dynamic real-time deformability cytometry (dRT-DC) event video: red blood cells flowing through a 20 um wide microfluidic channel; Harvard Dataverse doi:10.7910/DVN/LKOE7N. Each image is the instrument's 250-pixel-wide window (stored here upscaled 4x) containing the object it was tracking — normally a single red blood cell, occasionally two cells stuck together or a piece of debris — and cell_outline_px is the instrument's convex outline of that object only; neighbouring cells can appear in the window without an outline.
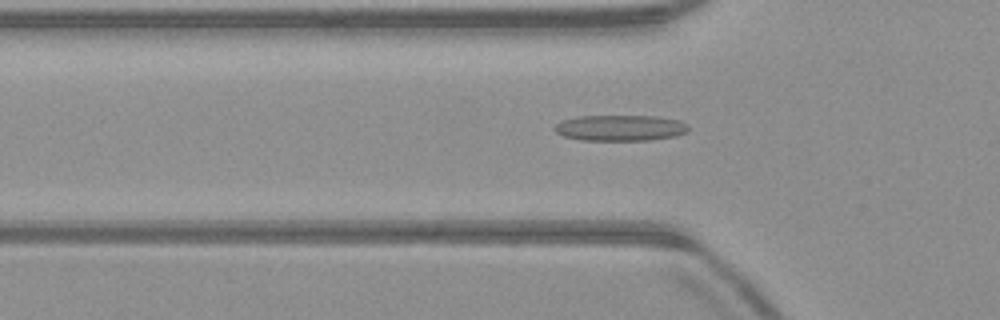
{"species": "common noctule bat (a hibernating species)", "species_latin": "Nyctalus noctula", "temperature_condition": "warm", "stored_images_in_passage": 29, "camera_frame_rate_fps": 3000, "um_per_image_px": 0.085, "animal": {"sex": "male", "body_mass_g": 23.1, "forearm_length_mm": 52.7}, "frame": {"image": 1, "passage_image": 4, "time_ms": 1.0, "image_size_px": [1000, 320], "cell_outline_px": [[688, 132], [676, 136], [648, 140], [580, 140], [564, 136], [556, 132], [552, 128], [560, 120], [576, 116], [660, 116], [680, 120], [688, 124]], "centroid_in_image_um": [52.72, 10.86], "position_along_channel_um": 73.1, "area_um2": 20.46}}
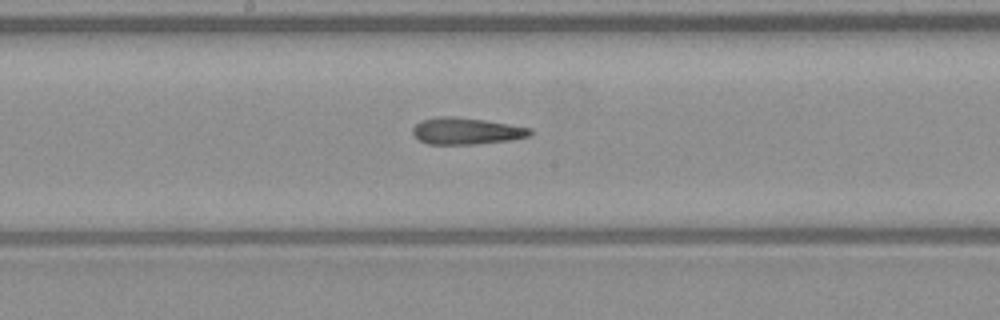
{"frame": {"image": 2, "passage_image": 14, "time_ms": 4.333, "image_size_px": [1000, 320], "cell_outline_px": [[532, 132], [528, 136], [508, 140], [472, 144], [428, 144], [420, 140], [412, 132], [412, 128], [420, 120], [440, 116], [452, 116], [484, 120], [532, 128]], "centroid_in_image_um": [39.6, 11.13], "position_along_channel_um": 208.6, "area_um2": 18.03}}
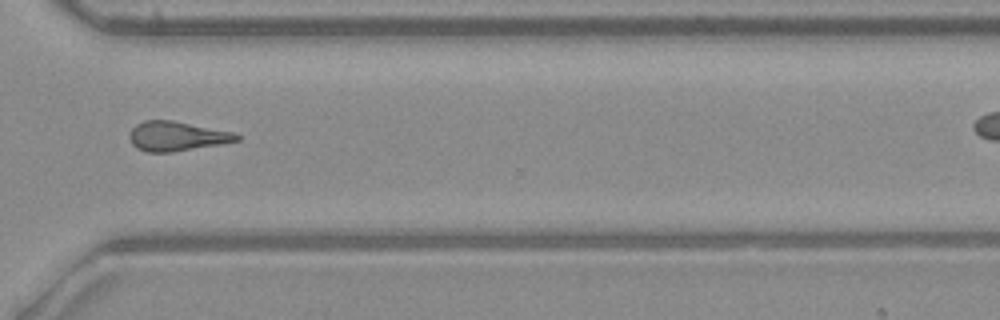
{"frame": {"image": 3, "passage_image": 25, "time_ms": 8.0, "image_size_px": [1000, 320], "cell_outline_px": [[240, 140], [220, 144], [172, 152], [144, 152], [136, 148], [132, 144], [128, 136], [132, 128], [136, 124], [144, 120], [172, 120], [236, 132], [240, 136]], "centroid_in_image_um": [15.02, 11.57], "position_along_channel_um": 355.6, "area_um2": 18.61}}